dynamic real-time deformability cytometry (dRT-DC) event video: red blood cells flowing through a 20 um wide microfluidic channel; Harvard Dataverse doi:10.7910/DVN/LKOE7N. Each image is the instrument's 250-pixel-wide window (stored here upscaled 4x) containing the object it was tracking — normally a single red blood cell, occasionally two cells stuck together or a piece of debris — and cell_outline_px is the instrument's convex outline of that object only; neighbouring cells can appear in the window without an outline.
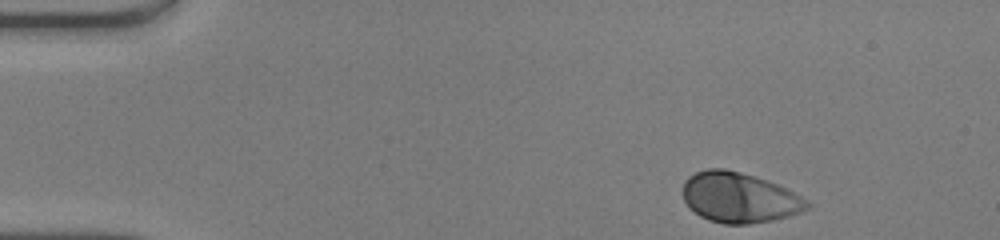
{"species": "human", "species_latin": "Homo sapiens", "temperature_condition": "warm", "stored_images_in_passage": 37, "camera_frame_rate_fps": 3000, "um_per_image_px": 0.085, "donor": {"sex": "male"}, "frame": {"image": 1, "passage_image": 1, "time_ms": 0.0, "image_size_px": [1000, 240], "cell_outline_px": [[812, 208], [788, 216], [772, 220], [748, 224], [724, 224], [708, 220], [700, 216], [688, 208], [684, 200], [684, 180], [688, 176], [696, 172], [708, 168], [724, 168], [740, 172], [776, 184], [808, 200], [812, 204]], "centroid_in_image_um": [62.82, 16.8], "position_along_channel_um": 22.2, "area_um2": 36.3}}
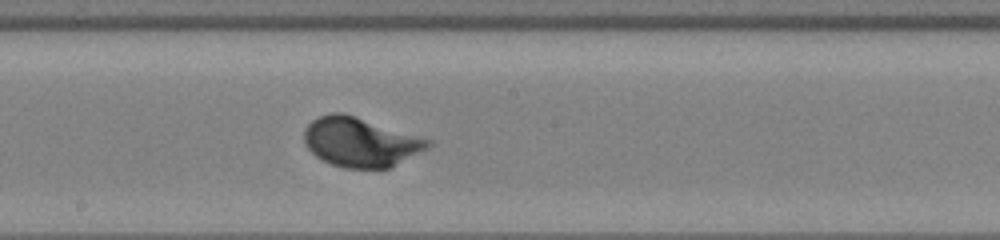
{"frame": {"image": 2, "passage_image": 22, "time_ms": 7.0, "image_size_px": [1000, 240], "cell_outline_px": [[432, 144], [428, 148], [392, 168], [344, 168], [332, 164], [316, 156], [304, 144], [304, 132], [308, 124], [312, 120], [320, 116], [332, 112], [340, 112], [356, 116], [432, 140]], "centroid_in_image_um": [30.66, 12.08], "position_along_channel_um": 217.5, "area_um2": 35.6}}
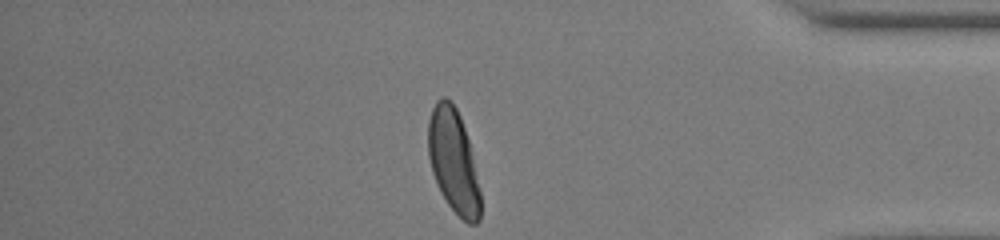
{"frame": {"image": 3, "passage_image": 37, "time_ms": 12.0, "image_size_px": [1000, 240], "cell_outline_px": [[480, 220], [476, 224], [468, 224], [448, 204], [432, 172], [428, 156], [428, 120], [432, 108], [436, 100], [444, 96], [456, 108], [460, 116], [468, 140], [472, 156], [480, 192]], "centroid_in_image_um": [38.53, 13.68], "position_along_channel_um": 396.7, "area_um2": 30.98}, "authors_computed_cell_mechanics": {"area_um2": 34.8534, "velocity_mm_per_s": 4.147, "shape_relaxation_time_tau1_ms": 1.8729, "shape_relaxation_time_tau2_ms": null, "deformation_change_tau1": 0.1555, "deformation_change_tau2": null}}